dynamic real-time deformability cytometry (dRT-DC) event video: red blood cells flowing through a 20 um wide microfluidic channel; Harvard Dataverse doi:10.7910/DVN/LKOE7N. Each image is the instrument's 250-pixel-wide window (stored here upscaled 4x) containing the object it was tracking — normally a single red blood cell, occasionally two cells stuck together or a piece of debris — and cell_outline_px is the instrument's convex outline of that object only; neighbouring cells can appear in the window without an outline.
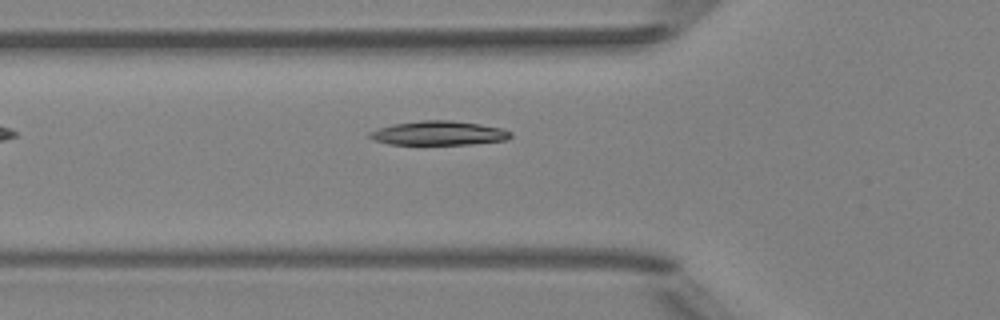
{"species": "Egyptian fruit bat (a non-hibernating species)", "species_latin": "Rousettus aegyptiacus", "temperature_condition": "room temperature", "stored_images_in_passage": 3, "camera_frame_rate_fps": 3000, "um_per_image_px": 0.085, "animal": {"sex": "female"}, "frame": {"image": 1, "passage_image": 3, "time_ms": 0.667, "image_size_px": [1000, 320], "cell_outline_px": [[512, 136], [504, 140], [472, 144], [388, 144], [376, 140], [368, 136], [368, 132], [392, 124], [420, 120], [452, 120], [480, 124], [504, 128], [512, 132]], "centroid_in_image_um": [37.31, 11.3], "position_along_channel_um": 88.5, "area_um2": 19.83}}